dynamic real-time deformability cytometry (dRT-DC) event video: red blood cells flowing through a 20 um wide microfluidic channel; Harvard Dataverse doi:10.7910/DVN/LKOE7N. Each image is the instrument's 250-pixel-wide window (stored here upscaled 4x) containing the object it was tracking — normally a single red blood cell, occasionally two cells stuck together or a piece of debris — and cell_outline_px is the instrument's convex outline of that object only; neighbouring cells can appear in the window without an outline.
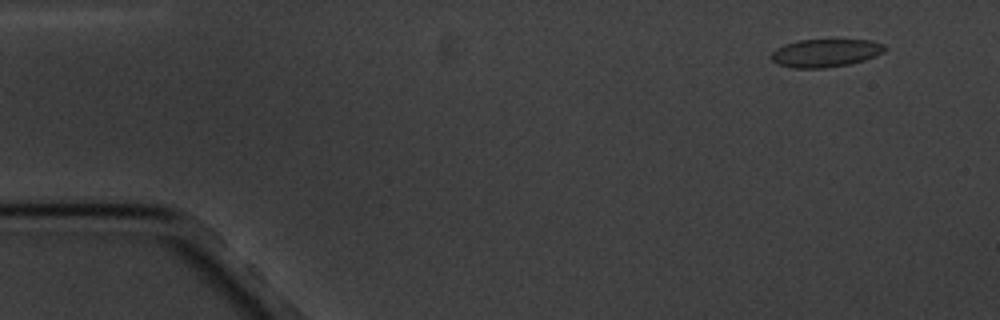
{"species": "common noctule bat (a hibernating species)", "species_latin": "Nyctalus noctula", "temperature_condition": "cold", "stored_images_in_passage": 5, "camera_frame_rate_fps": 3000, "um_per_image_px": 0.085, "animal": {"sex": "male", "body_mass_g": 20.1, "forearm_length_mm": 53.5}, "frame": {"image": 1, "passage_image": 1, "time_ms": 0.0, "image_size_px": [1000, 320], "cell_outline_px": [[888, 48], [884, 52], [876, 56], [864, 60], [848, 64], [828, 68], [792, 68], [776, 64], [768, 56], [776, 48], [784, 44], [800, 40], [872, 40], [884, 44]], "centroid_in_image_um": [70.15, 4.51], "position_along_channel_um": 14.8, "area_um2": 18.79}}
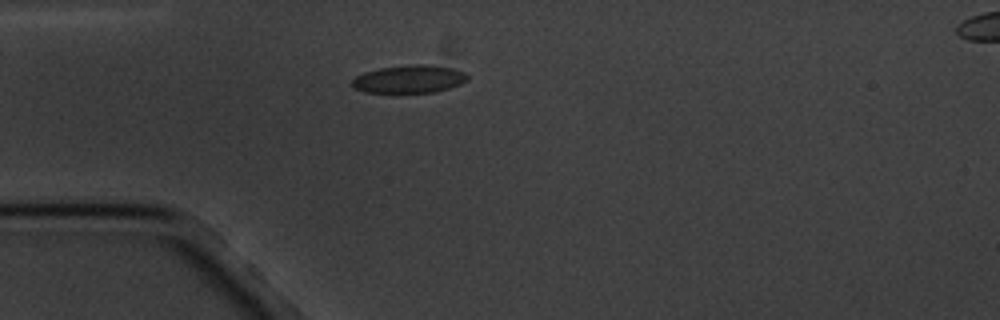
{"frame": {"image": 2, "passage_image": 4, "time_ms": 3.667, "image_size_px": [1000, 320], "cell_outline_px": [[468, 80], [460, 84], [436, 92], [396, 96], [364, 92], [352, 88], [352, 80], [356, 76], [364, 72], [380, 68], [412, 64], [428, 64], [452, 68], [464, 72], [468, 76]], "centroid_in_image_um": [34.73, 6.78], "position_along_channel_um": 50.3, "area_um2": 19.77}}